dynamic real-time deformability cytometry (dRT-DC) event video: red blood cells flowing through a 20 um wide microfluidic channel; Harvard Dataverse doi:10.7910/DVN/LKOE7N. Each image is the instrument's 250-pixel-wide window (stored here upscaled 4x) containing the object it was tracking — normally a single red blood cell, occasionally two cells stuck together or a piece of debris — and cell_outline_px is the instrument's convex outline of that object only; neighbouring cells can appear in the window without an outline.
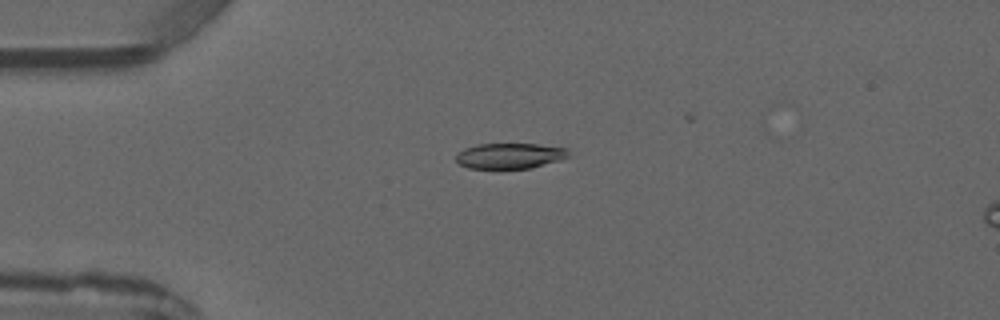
{"species": "common noctule bat (a hibernating species)", "species_latin": "Nyctalus noctula", "temperature_condition": "warm", "stored_images_in_passage": 2, "camera_frame_rate_fps": 3000, "um_per_image_px": 0.085, "animal": {"sex": "male", "forearm_length_mm": 52.5}, "frame": {"image": 1, "passage_image": 1, "time_ms": 0.0, "image_size_px": [1000, 320], "cell_outline_px": [[568, 156], [560, 160], [532, 168], [468, 168], [460, 164], [456, 160], [456, 156], [464, 148], [476, 144], [536, 144], [568, 148]], "centroid_in_image_um": [43.34, 13.24], "position_along_channel_um": 41.7, "area_um2": 16.65}}